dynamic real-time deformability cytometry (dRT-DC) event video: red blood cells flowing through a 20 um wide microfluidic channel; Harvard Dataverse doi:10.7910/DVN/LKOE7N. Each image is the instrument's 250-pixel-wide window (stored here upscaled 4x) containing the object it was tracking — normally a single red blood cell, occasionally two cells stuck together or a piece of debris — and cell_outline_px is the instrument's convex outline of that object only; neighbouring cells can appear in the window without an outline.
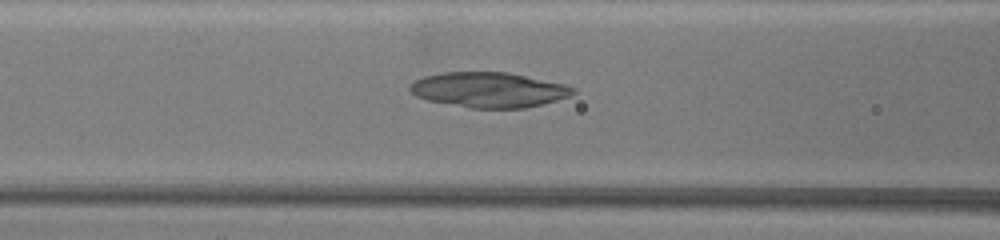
{"species": "common noctule bat (a hibernating species)", "species_latin": "Nyctalus noctula", "temperature_condition": "warm", "stored_images_in_passage": 73, "camera_frame_rate_fps": 3000, "um_per_image_px": 0.085, "animal": {"sex": "female", "body_mass_g": 19.5, "forearm_length_mm": 54.1}, "frame": {"image": 1, "passage_image": 34, "time_ms": 11.0, "image_size_px": [1000, 240], "cell_outline_px": [[576, 92], [568, 96], [544, 104], [524, 108], [468, 108], [428, 100], [416, 96], [408, 88], [408, 84], [424, 76], [444, 72], [508, 72], [564, 84], [576, 88]], "centroid_in_image_um": [41.54, 7.63], "position_along_channel_um": 125.1, "area_um2": 33.41}}
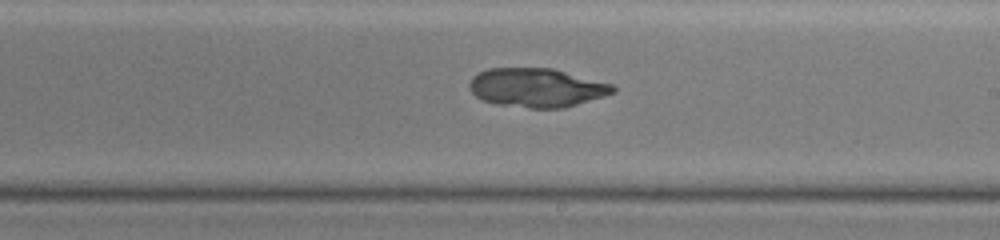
{"frame": {"image": 2, "passage_image": 46, "time_ms": 15.0, "image_size_px": [1000, 240], "cell_outline_px": [[616, 92], [604, 96], [564, 108], [528, 108], [500, 104], [480, 100], [468, 88], [468, 84], [472, 76], [476, 72], [488, 68], [552, 68], [612, 84], [616, 88]], "centroid_in_image_um": [45.58, 7.45], "position_along_channel_um": 243.4, "area_um2": 32.66}}
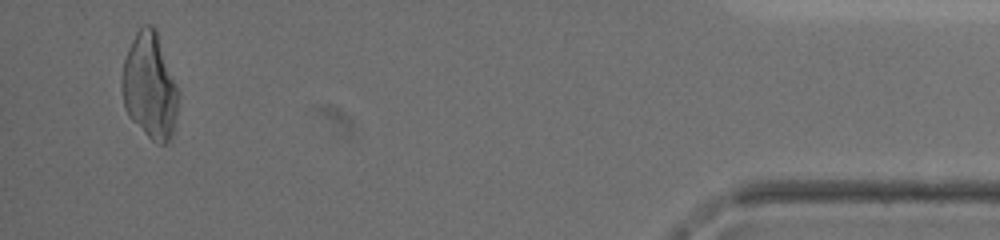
{"frame": {"image": 3, "passage_image": 71, "time_ms": 23.333, "image_size_px": [1000, 240], "cell_outline_px": [[180, 96], [172, 136], [164, 144], [156, 144], [128, 116], [124, 108], [120, 88], [120, 76], [124, 60], [128, 48], [140, 24], [152, 24], [156, 28], [180, 92]], "centroid_in_image_um": [12.72, 7.28], "position_along_channel_um": 422.5, "area_um2": 35.6}}